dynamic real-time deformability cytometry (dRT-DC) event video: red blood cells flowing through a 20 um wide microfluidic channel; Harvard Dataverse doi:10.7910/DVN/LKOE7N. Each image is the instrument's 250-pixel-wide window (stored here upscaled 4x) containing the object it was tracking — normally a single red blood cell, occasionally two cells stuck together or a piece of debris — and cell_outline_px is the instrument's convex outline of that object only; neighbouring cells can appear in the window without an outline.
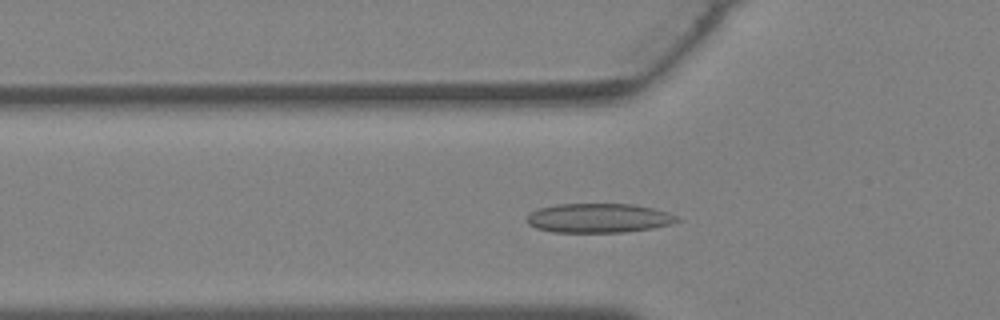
{"species": "Egyptian fruit bat (a non-hibernating species)", "species_latin": "Rousettus aegyptiacus", "temperature_condition": "warm", "stored_images_in_passage": 26, "camera_frame_rate_fps": 3000, "um_per_image_px": 0.085, "animal": {"sex": "female"}, "frame": {"image": 1, "passage_image": 2, "time_ms": 0.333, "image_size_px": [1000, 320], "cell_outline_px": [[680, 220], [672, 224], [652, 228], [624, 232], [552, 232], [536, 228], [528, 224], [524, 220], [532, 212], [540, 208], [560, 204], [632, 204], [652, 208], [668, 212], [676, 216]], "centroid_in_image_um": [50.88, 18.54], "position_along_channel_um": 74.9, "area_um2": 25.55}}
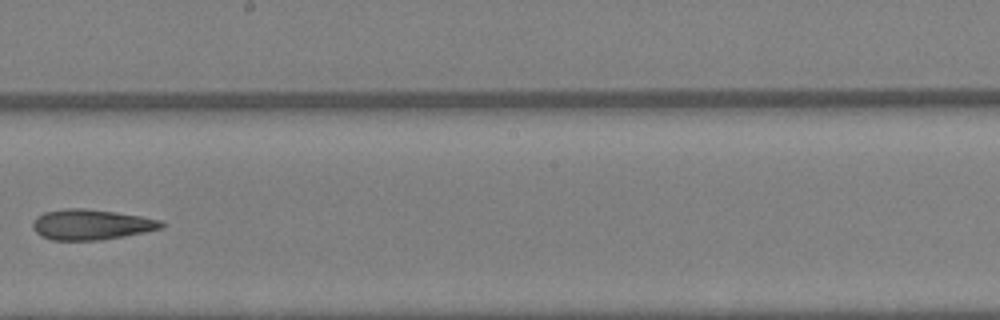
{"frame": {"image": 2, "passage_image": 11, "time_ms": 3.333, "image_size_px": [1000, 320], "cell_outline_px": [[164, 224], [160, 228], [144, 232], [124, 236], [100, 240], [52, 240], [40, 236], [32, 228], [32, 224], [36, 216], [44, 212], [64, 208], [84, 208], [116, 212], [140, 216], [160, 220]], "centroid_in_image_um": [7.69, 19.08], "position_along_channel_um": 240.5, "area_um2": 22.77}}
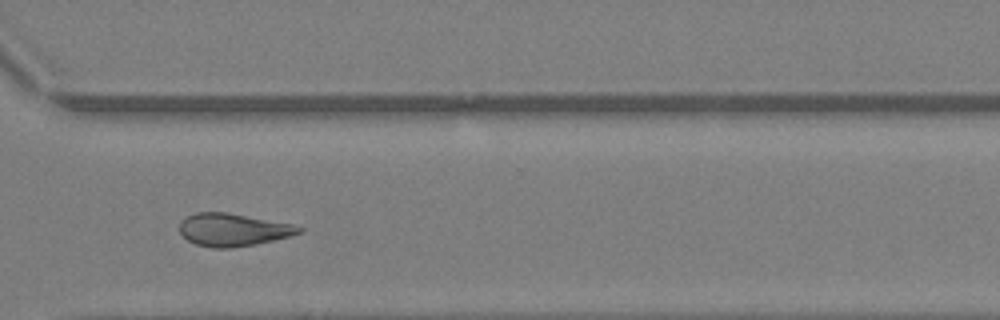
{"frame": {"image": 3, "passage_image": 17, "time_ms": 5.333, "image_size_px": [1000, 320], "cell_outline_px": [[304, 232], [292, 236], [256, 244], [228, 248], [212, 248], [196, 244], [188, 240], [180, 232], [180, 220], [196, 212], [228, 212], [296, 224], [304, 228]], "centroid_in_image_um": [19.87, 19.52], "position_along_channel_um": 350.7, "area_um2": 23.06}}